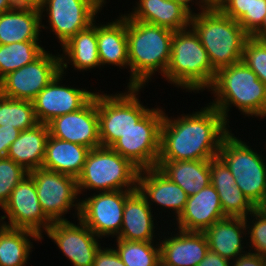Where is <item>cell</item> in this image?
Wrapping results in <instances>:
<instances>
[{
	"label": "cell",
	"instance_id": "484cf974",
	"mask_svg": "<svg viewBox=\"0 0 266 266\" xmlns=\"http://www.w3.org/2000/svg\"><path fill=\"white\" fill-rule=\"evenodd\" d=\"M247 217H226L212 224L203 233L209 250L225 259L234 260L242 254V234L246 230Z\"/></svg>",
	"mask_w": 266,
	"mask_h": 266
},
{
	"label": "cell",
	"instance_id": "ee69618b",
	"mask_svg": "<svg viewBox=\"0 0 266 266\" xmlns=\"http://www.w3.org/2000/svg\"><path fill=\"white\" fill-rule=\"evenodd\" d=\"M229 261L230 260L225 259L219 254L209 250L197 266H231Z\"/></svg>",
	"mask_w": 266,
	"mask_h": 266
},
{
	"label": "cell",
	"instance_id": "d6986e66",
	"mask_svg": "<svg viewBox=\"0 0 266 266\" xmlns=\"http://www.w3.org/2000/svg\"><path fill=\"white\" fill-rule=\"evenodd\" d=\"M132 20L180 31L190 27L191 8L181 0H139Z\"/></svg>",
	"mask_w": 266,
	"mask_h": 266
},
{
	"label": "cell",
	"instance_id": "836d02e7",
	"mask_svg": "<svg viewBox=\"0 0 266 266\" xmlns=\"http://www.w3.org/2000/svg\"><path fill=\"white\" fill-rule=\"evenodd\" d=\"M214 188L220 197V204L226 217L245 218L256 209L237 185Z\"/></svg>",
	"mask_w": 266,
	"mask_h": 266
},
{
	"label": "cell",
	"instance_id": "83f0119b",
	"mask_svg": "<svg viewBox=\"0 0 266 266\" xmlns=\"http://www.w3.org/2000/svg\"><path fill=\"white\" fill-rule=\"evenodd\" d=\"M98 54L101 65L129 66L126 15L107 25L96 26Z\"/></svg>",
	"mask_w": 266,
	"mask_h": 266
},
{
	"label": "cell",
	"instance_id": "e575fe53",
	"mask_svg": "<svg viewBox=\"0 0 266 266\" xmlns=\"http://www.w3.org/2000/svg\"><path fill=\"white\" fill-rule=\"evenodd\" d=\"M29 174L22 166L8 157L0 158V207L7 204L12 190Z\"/></svg>",
	"mask_w": 266,
	"mask_h": 266
},
{
	"label": "cell",
	"instance_id": "f1b7e54d",
	"mask_svg": "<svg viewBox=\"0 0 266 266\" xmlns=\"http://www.w3.org/2000/svg\"><path fill=\"white\" fill-rule=\"evenodd\" d=\"M28 236L41 239L32 231L0 225V266H26L32 248Z\"/></svg>",
	"mask_w": 266,
	"mask_h": 266
},
{
	"label": "cell",
	"instance_id": "f35d334b",
	"mask_svg": "<svg viewBox=\"0 0 266 266\" xmlns=\"http://www.w3.org/2000/svg\"><path fill=\"white\" fill-rule=\"evenodd\" d=\"M266 0H252L251 15H243L237 22L251 35L263 22Z\"/></svg>",
	"mask_w": 266,
	"mask_h": 266
},
{
	"label": "cell",
	"instance_id": "bcb514c9",
	"mask_svg": "<svg viewBox=\"0 0 266 266\" xmlns=\"http://www.w3.org/2000/svg\"><path fill=\"white\" fill-rule=\"evenodd\" d=\"M250 37L256 40L266 41V14L262 24L250 35Z\"/></svg>",
	"mask_w": 266,
	"mask_h": 266
},
{
	"label": "cell",
	"instance_id": "44dd1931",
	"mask_svg": "<svg viewBox=\"0 0 266 266\" xmlns=\"http://www.w3.org/2000/svg\"><path fill=\"white\" fill-rule=\"evenodd\" d=\"M163 240L158 244L160 259L171 266H197L209 251L203 232L179 229L178 235Z\"/></svg>",
	"mask_w": 266,
	"mask_h": 266
},
{
	"label": "cell",
	"instance_id": "f907efd6",
	"mask_svg": "<svg viewBox=\"0 0 266 266\" xmlns=\"http://www.w3.org/2000/svg\"><path fill=\"white\" fill-rule=\"evenodd\" d=\"M181 1L185 2L189 7H190V5L188 3H190V1L192 2V0H181Z\"/></svg>",
	"mask_w": 266,
	"mask_h": 266
},
{
	"label": "cell",
	"instance_id": "3957f363",
	"mask_svg": "<svg viewBox=\"0 0 266 266\" xmlns=\"http://www.w3.org/2000/svg\"><path fill=\"white\" fill-rule=\"evenodd\" d=\"M201 11L192 13L190 28L207 51L213 69L217 72L242 61L244 44L250 35L218 8H202Z\"/></svg>",
	"mask_w": 266,
	"mask_h": 266
},
{
	"label": "cell",
	"instance_id": "1f68e13d",
	"mask_svg": "<svg viewBox=\"0 0 266 266\" xmlns=\"http://www.w3.org/2000/svg\"><path fill=\"white\" fill-rule=\"evenodd\" d=\"M38 121L32 101L13 99L0 94V126L19 130L33 128Z\"/></svg>",
	"mask_w": 266,
	"mask_h": 266
},
{
	"label": "cell",
	"instance_id": "277c9868",
	"mask_svg": "<svg viewBox=\"0 0 266 266\" xmlns=\"http://www.w3.org/2000/svg\"><path fill=\"white\" fill-rule=\"evenodd\" d=\"M209 89L217 96L210 106L226 122L230 104L247 116L266 117V85L243 61L219 69Z\"/></svg>",
	"mask_w": 266,
	"mask_h": 266
},
{
	"label": "cell",
	"instance_id": "6da1fadb",
	"mask_svg": "<svg viewBox=\"0 0 266 266\" xmlns=\"http://www.w3.org/2000/svg\"><path fill=\"white\" fill-rule=\"evenodd\" d=\"M161 125L158 161L209 160L218 157L230 133L222 114L208 105L178 119L165 116ZM227 124V125H226Z\"/></svg>",
	"mask_w": 266,
	"mask_h": 266
},
{
	"label": "cell",
	"instance_id": "7bdbcfd3",
	"mask_svg": "<svg viewBox=\"0 0 266 266\" xmlns=\"http://www.w3.org/2000/svg\"><path fill=\"white\" fill-rule=\"evenodd\" d=\"M234 261L233 266H264V256L251 253V251H246Z\"/></svg>",
	"mask_w": 266,
	"mask_h": 266
},
{
	"label": "cell",
	"instance_id": "9c48e42d",
	"mask_svg": "<svg viewBox=\"0 0 266 266\" xmlns=\"http://www.w3.org/2000/svg\"><path fill=\"white\" fill-rule=\"evenodd\" d=\"M164 112L150 109L131 129L110 148L129 159L140 170L154 168L160 154L161 125Z\"/></svg>",
	"mask_w": 266,
	"mask_h": 266
},
{
	"label": "cell",
	"instance_id": "d590c367",
	"mask_svg": "<svg viewBox=\"0 0 266 266\" xmlns=\"http://www.w3.org/2000/svg\"><path fill=\"white\" fill-rule=\"evenodd\" d=\"M242 61L266 85V41L249 37L244 44Z\"/></svg>",
	"mask_w": 266,
	"mask_h": 266
},
{
	"label": "cell",
	"instance_id": "4316f807",
	"mask_svg": "<svg viewBox=\"0 0 266 266\" xmlns=\"http://www.w3.org/2000/svg\"><path fill=\"white\" fill-rule=\"evenodd\" d=\"M188 196L198 193L210 182L209 160L157 161L156 166Z\"/></svg>",
	"mask_w": 266,
	"mask_h": 266
},
{
	"label": "cell",
	"instance_id": "f6af8a7d",
	"mask_svg": "<svg viewBox=\"0 0 266 266\" xmlns=\"http://www.w3.org/2000/svg\"><path fill=\"white\" fill-rule=\"evenodd\" d=\"M16 7L41 10L46 0H13Z\"/></svg>",
	"mask_w": 266,
	"mask_h": 266
},
{
	"label": "cell",
	"instance_id": "74e56055",
	"mask_svg": "<svg viewBox=\"0 0 266 266\" xmlns=\"http://www.w3.org/2000/svg\"><path fill=\"white\" fill-rule=\"evenodd\" d=\"M210 182L214 187H231L236 185L230 169L219 157L210 159Z\"/></svg>",
	"mask_w": 266,
	"mask_h": 266
},
{
	"label": "cell",
	"instance_id": "e0dca14e",
	"mask_svg": "<svg viewBox=\"0 0 266 266\" xmlns=\"http://www.w3.org/2000/svg\"><path fill=\"white\" fill-rule=\"evenodd\" d=\"M78 225L70 221L53 222L46 234L74 266H93L96 252L100 249L98 237L81 220Z\"/></svg>",
	"mask_w": 266,
	"mask_h": 266
},
{
	"label": "cell",
	"instance_id": "681fc988",
	"mask_svg": "<svg viewBox=\"0 0 266 266\" xmlns=\"http://www.w3.org/2000/svg\"><path fill=\"white\" fill-rule=\"evenodd\" d=\"M157 266H171V265L165 264V263L160 259V261L158 262Z\"/></svg>",
	"mask_w": 266,
	"mask_h": 266
},
{
	"label": "cell",
	"instance_id": "4fadbf2b",
	"mask_svg": "<svg viewBox=\"0 0 266 266\" xmlns=\"http://www.w3.org/2000/svg\"><path fill=\"white\" fill-rule=\"evenodd\" d=\"M6 216H1V220L9 218L7 223L1 225L26 229L36 233L42 240V228L46 230L52 222L46 217L39 203L35 182L28 174L12 190L7 204L2 208ZM8 216V217H7Z\"/></svg>",
	"mask_w": 266,
	"mask_h": 266
},
{
	"label": "cell",
	"instance_id": "2e32d148",
	"mask_svg": "<svg viewBox=\"0 0 266 266\" xmlns=\"http://www.w3.org/2000/svg\"><path fill=\"white\" fill-rule=\"evenodd\" d=\"M47 125L50 136L90 149L101 147L96 93L79 110L58 116Z\"/></svg>",
	"mask_w": 266,
	"mask_h": 266
},
{
	"label": "cell",
	"instance_id": "9a60e30c",
	"mask_svg": "<svg viewBox=\"0 0 266 266\" xmlns=\"http://www.w3.org/2000/svg\"><path fill=\"white\" fill-rule=\"evenodd\" d=\"M64 58L61 56V72L32 101L38 123L48 124L58 116L79 110L95 94L85 89L59 85L64 70L68 68L67 62L64 63Z\"/></svg>",
	"mask_w": 266,
	"mask_h": 266
},
{
	"label": "cell",
	"instance_id": "4dcf8cb0",
	"mask_svg": "<svg viewBox=\"0 0 266 266\" xmlns=\"http://www.w3.org/2000/svg\"><path fill=\"white\" fill-rule=\"evenodd\" d=\"M44 52L45 49L38 41L0 44V80L7 74L34 62Z\"/></svg>",
	"mask_w": 266,
	"mask_h": 266
},
{
	"label": "cell",
	"instance_id": "c3c4849f",
	"mask_svg": "<svg viewBox=\"0 0 266 266\" xmlns=\"http://www.w3.org/2000/svg\"><path fill=\"white\" fill-rule=\"evenodd\" d=\"M15 7L13 0H0V13L9 11Z\"/></svg>",
	"mask_w": 266,
	"mask_h": 266
},
{
	"label": "cell",
	"instance_id": "f546056e",
	"mask_svg": "<svg viewBox=\"0 0 266 266\" xmlns=\"http://www.w3.org/2000/svg\"><path fill=\"white\" fill-rule=\"evenodd\" d=\"M62 49L65 56L78 70H86L101 65L95 23L72 36L62 45Z\"/></svg>",
	"mask_w": 266,
	"mask_h": 266
},
{
	"label": "cell",
	"instance_id": "8d00e7d4",
	"mask_svg": "<svg viewBox=\"0 0 266 266\" xmlns=\"http://www.w3.org/2000/svg\"><path fill=\"white\" fill-rule=\"evenodd\" d=\"M252 216L255 217L256 221L253 220L252 224L254 225L250 226V231L247 230L248 234H250V243H252L250 245L254 247V253L266 257V207L256 208L251 213Z\"/></svg>",
	"mask_w": 266,
	"mask_h": 266
},
{
	"label": "cell",
	"instance_id": "5b68a950",
	"mask_svg": "<svg viewBox=\"0 0 266 266\" xmlns=\"http://www.w3.org/2000/svg\"><path fill=\"white\" fill-rule=\"evenodd\" d=\"M215 76L208 53L194 30L174 31L166 80L183 89L199 91L209 89Z\"/></svg>",
	"mask_w": 266,
	"mask_h": 266
},
{
	"label": "cell",
	"instance_id": "ab89813d",
	"mask_svg": "<svg viewBox=\"0 0 266 266\" xmlns=\"http://www.w3.org/2000/svg\"><path fill=\"white\" fill-rule=\"evenodd\" d=\"M252 0H224L218 9L226 16L238 21L243 15H251Z\"/></svg>",
	"mask_w": 266,
	"mask_h": 266
},
{
	"label": "cell",
	"instance_id": "52a82bcc",
	"mask_svg": "<svg viewBox=\"0 0 266 266\" xmlns=\"http://www.w3.org/2000/svg\"><path fill=\"white\" fill-rule=\"evenodd\" d=\"M218 157L227 165L236 185L256 207H266V164L262 155L229 133Z\"/></svg>",
	"mask_w": 266,
	"mask_h": 266
},
{
	"label": "cell",
	"instance_id": "7402d4cb",
	"mask_svg": "<svg viewBox=\"0 0 266 266\" xmlns=\"http://www.w3.org/2000/svg\"><path fill=\"white\" fill-rule=\"evenodd\" d=\"M151 205L138 190L133 191L126 199L123 210V221L117 239L128 241H153L154 222Z\"/></svg>",
	"mask_w": 266,
	"mask_h": 266
},
{
	"label": "cell",
	"instance_id": "7c38bea8",
	"mask_svg": "<svg viewBox=\"0 0 266 266\" xmlns=\"http://www.w3.org/2000/svg\"><path fill=\"white\" fill-rule=\"evenodd\" d=\"M135 190L105 191L80 202L81 220L97 237L116 235L122 221L125 199Z\"/></svg>",
	"mask_w": 266,
	"mask_h": 266
},
{
	"label": "cell",
	"instance_id": "8992f818",
	"mask_svg": "<svg viewBox=\"0 0 266 266\" xmlns=\"http://www.w3.org/2000/svg\"><path fill=\"white\" fill-rule=\"evenodd\" d=\"M140 169L110 147L90 149L81 174L77 177L78 192L82 189L105 191L137 190ZM125 187V188H124Z\"/></svg>",
	"mask_w": 266,
	"mask_h": 266
},
{
	"label": "cell",
	"instance_id": "b9f144b4",
	"mask_svg": "<svg viewBox=\"0 0 266 266\" xmlns=\"http://www.w3.org/2000/svg\"><path fill=\"white\" fill-rule=\"evenodd\" d=\"M21 130L14 127L0 126V158L7 157L10 145L20 135Z\"/></svg>",
	"mask_w": 266,
	"mask_h": 266
},
{
	"label": "cell",
	"instance_id": "d6a6232c",
	"mask_svg": "<svg viewBox=\"0 0 266 266\" xmlns=\"http://www.w3.org/2000/svg\"><path fill=\"white\" fill-rule=\"evenodd\" d=\"M117 240L116 253L126 266H157L160 261V246L152 241Z\"/></svg>",
	"mask_w": 266,
	"mask_h": 266
},
{
	"label": "cell",
	"instance_id": "cb8c5ba5",
	"mask_svg": "<svg viewBox=\"0 0 266 266\" xmlns=\"http://www.w3.org/2000/svg\"><path fill=\"white\" fill-rule=\"evenodd\" d=\"M90 148L48 136L42 168L77 177L81 174Z\"/></svg>",
	"mask_w": 266,
	"mask_h": 266
},
{
	"label": "cell",
	"instance_id": "8fae6325",
	"mask_svg": "<svg viewBox=\"0 0 266 266\" xmlns=\"http://www.w3.org/2000/svg\"><path fill=\"white\" fill-rule=\"evenodd\" d=\"M61 72V56L45 51L34 62L0 80V94L13 99L33 101L37 94Z\"/></svg>",
	"mask_w": 266,
	"mask_h": 266
},
{
	"label": "cell",
	"instance_id": "ac0fdd59",
	"mask_svg": "<svg viewBox=\"0 0 266 266\" xmlns=\"http://www.w3.org/2000/svg\"><path fill=\"white\" fill-rule=\"evenodd\" d=\"M226 218L220 197L210 183L198 193L188 197L183 212L177 219L178 228L185 231L204 232L212 224Z\"/></svg>",
	"mask_w": 266,
	"mask_h": 266
},
{
	"label": "cell",
	"instance_id": "60d3db41",
	"mask_svg": "<svg viewBox=\"0 0 266 266\" xmlns=\"http://www.w3.org/2000/svg\"><path fill=\"white\" fill-rule=\"evenodd\" d=\"M93 266H126L115 249H100L96 252Z\"/></svg>",
	"mask_w": 266,
	"mask_h": 266
},
{
	"label": "cell",
	"instance_id": "ba28073f",
	"mask_svg": "<svg viewBox=\"0 0 266 266\" xmlns=\"http://www.w3.org/2000/svg\"><path fill=\"white\" fill-rule=\"evenodd\" d=\"M139 89L129 87L127 93L117 95L96 93L102 147H110L150 110L136 97Z\"/></svg>",
	"mask_w": 266,
	"mask_h": 266
},
{
	"label": "cell",
	"instance_id": "7dc6e473",
	"mask_svg": "<svg viewBox=\"0 0 266 266\" xmlns=\"http://www.w3.org/2000/svg\"><path fill=\"white\" fill-rule=\"evenodd\" d=\"M201 1V2H200ZM199 3H204L201 8H218L224 0H200Z\"/></svg>",
	"mask_w": 266,
	"mask_h": 266
},
{
	"label": "cell",
	"instance_id": "30bf717a",
	"mask_svg": "<svg viewBox=\"0 0 266 266\" xmlns=\"http://www.w3.org/2000/svg\"><path fill=\"white\" fill-rule=\"evenodd\" d=\"M29 174L34 179L42 211L52 223L68 221L62 215L71 210L72 206L76 207L79 217L80 201L73 204L79 194L75 177L43 168L35 169Z\"/></svg>",
	"mask_w": 266,
	"mask_h": 266
},
{
	"label": "cell",
	"instance_id": "ffe728a7",
	"mask_svg": "<svg viewBox=\"0 0 266 266\" xmlns=\"http://www.w3.org/2000/svg\"><path fill=\"white\" fill-rule=\"evenodd\" d=\"M137 190L149 205L151 202H155L163 207L173 209L177 214L176 218L183 212L189 197L179 185L172 182L157 167L139 171Z\"/></svg>",
	"mask_w": 266,
	"mask_h": 266
},
{
	"label": "cell",
	"instance_id": "816d5d0a",
	"mask_svg": "<svg viewBox=\"0 0 266 266\" xmlns=\"http://www.w3.org/2000/svg\"><path fill=\"white\" fill-rule=\"evenodd\" d=\"M264 266H266V257L264 256Z\"/></svg>",
	"mask_w": 266,
	"mask_h": 266
},
{
	"label": "cell",
	"instance_id": "5bb4252c",
	"mask_svg": "<svg viewBox=\"0 0 266 266\" xmlns=\"http://www.w3.org/2000/svg\"><path fill=\"white\" fill-rule=\"evenodd\" d=\"M104 0H46L40 10L41 18L46 7L50 29L60 40L61 45L94 21Z\"/></svg>",
	"mask_w": 266,
	"mask_h": 266
},
{
	"label": "cell",
	"instance_id": "7a4b0ae2",
	"mask_svg": "<svg viewBox=\"0 0 266 266\" xmlns=\"http://www.w3.org/2000/svg\"><path fill=\"white\" fill-rule=\"evenodd\" d=\"M174 31L126 16L128 60L131 72L129 87L141 88L154 71L165 75L171 56Z\"/></svg>",
	"mask_w": 266,
	"mask_h": 266
},
{
	"label": "cell",
	"instance_id": "d4e9b609",
	"mask_svg": "<svg viewBox=\"0 0 266 266\" xmlns=\"http://www.w3.org/2000/svg\"><path fill=\"white\" fill-rule=\"evenodd\" d=\"M48 136V125L43 123L22 130L17 139L10 145L7 157L28 172L42 168Z\"/></svg>",
	"mask_w": 266,
	"mask_h": 266
},
{
	"label": "cell",
	"instance_id": "603a6c76",
	"mask_svg": "<svg viewBox=\"0 0 266 266\" xmlns=\"http://www.w3.org/2000/svg\"><path fill=\"white\" fill-rule=\"evenodd\" d=\"M41 21L40 10L33 8L15 6L0 13V44L38 41L41 27L46 28Z\"/></svg>",
	"mask_w": 266,
	"mask_h": 266
}]
</instances>
